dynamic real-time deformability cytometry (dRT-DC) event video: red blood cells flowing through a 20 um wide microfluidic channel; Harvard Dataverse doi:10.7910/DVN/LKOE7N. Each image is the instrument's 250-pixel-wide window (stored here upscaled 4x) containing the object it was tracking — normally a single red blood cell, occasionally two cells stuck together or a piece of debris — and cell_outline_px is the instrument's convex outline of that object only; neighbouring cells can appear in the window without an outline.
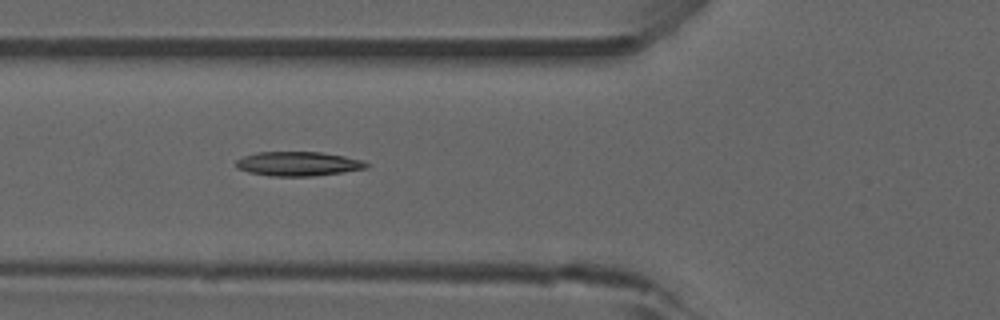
{"species": "common noctule bat (a hibernating species)", "species_latin": "Nyctalus noctula", "temperature_condition": "room temperature", "stored_images_in_passage": 40, "camera_frame_rate_fps": 3000, "um_per_image_px": 0.085, "animal": {"sex": "male", "forearm_length_mm": 52.5}, "frame": {"image": 1, "passage_image": 7, "time_ms": 2.0, "image_size_px": [1000, 320], "cell_outline_px": [[368, 168], [344, 172], [312, 176], [272, 176], [248, 172], [236, 168], [236, 160], [244, 156], [256, 152], [320, 152], [344, 156], [360, 160], [368, 164]], "centroid_in_image_um": [25.32, 13.92], "position_along_channel_um": 100.5, "area_um2": 18.38}}